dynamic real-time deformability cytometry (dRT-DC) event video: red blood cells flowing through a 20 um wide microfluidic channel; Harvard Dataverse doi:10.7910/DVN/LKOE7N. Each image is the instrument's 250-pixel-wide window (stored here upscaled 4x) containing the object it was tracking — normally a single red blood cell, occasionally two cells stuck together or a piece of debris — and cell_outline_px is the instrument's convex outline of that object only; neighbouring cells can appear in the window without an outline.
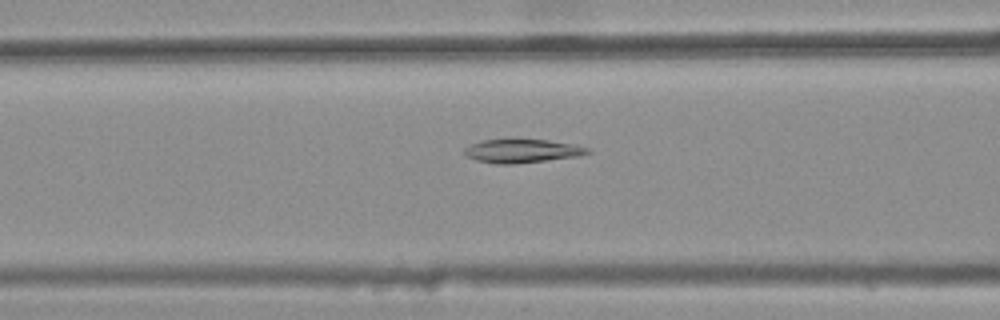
{"species": "common noctule bat (a hibernating species)", "species_latin": "Nyctalus noctula", "temperature_condition": "warm", "stored_images_in_passage": 32, "camera_frame_rate_fps": 3000, "um_per_image_px": 0.085, "animal": {"sex": "female", "body_mass_g": 25.1}, "frame": {"image": 1, "passage_image": 6, "time_ms": 1.667, "image_size_px": [1000, 320], "cell_outline_px": [[592, 152], [580, 156], [512, 164], [496, 164], [476, 160], [464, 156], [464, 148], [480, 140], [508, 136], [548, 140], [572, 144], [592, 148]], "centroid_in_image_um": [44.34, 12.78], "position_along_channel_um": 122.3, "area_um2": 17.86}}
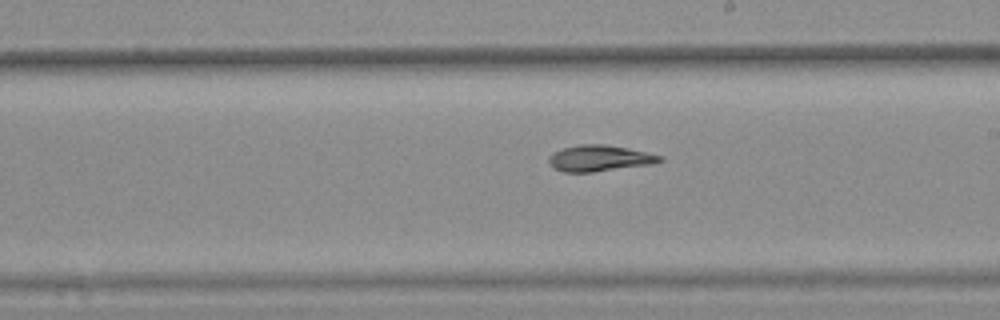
{"frame": {"image": 2, "passage_image": 15, "time_ms": 4.667, "image_size_px": [1000, 320], "cell_outline_px": [[664, 160], [652, 164], [592, 172], [564, 172], [552, 168], [548, 160], [548, 156], [552, 152], [564, 148], [580, 144], [604, 144], [628, 148], [664, 156]], "centroid_in_image_um": [50.94, 13.45], "position_along_channel_um": 238.1, "area_um2": 16.99}}
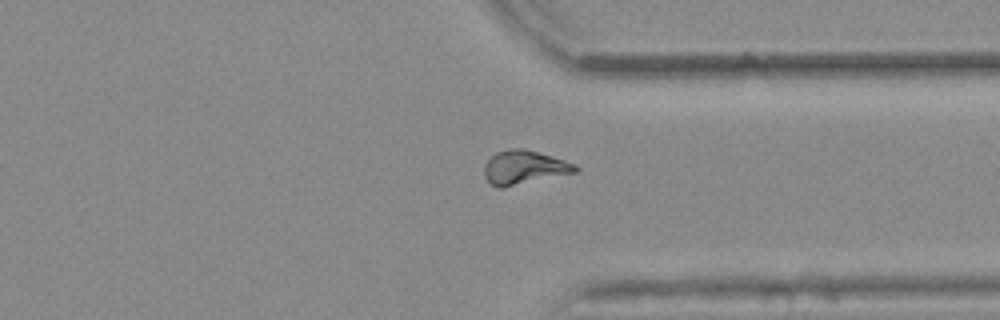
{"frame": {"image": 3, "passage_image": 25, "time_ms": 8.0, "image_size_px": [1000, 320], "cell_outline_px": [[580, 168], [576, 172], [504, 188], [496, 188], [484, 176], [484, 164], [496, 152], [512, 148], [524, 148], [552, 156], [576, 164]], "centroid_in_image_um": [44.55, 14.23], "position_along_channel_um": 366.8, "area_um2": 18.03}, "authors_computed_cell_mechanics": {"area_um2": 16.7331, "velocity_mm_per_s": 3.8652, "shape_relaxation_time_tau1_ms": null, "shape_relaxation_time_tau2_ms": 4.3212, "deformation_change_tau1": null, "deformation_change_tau2": 0.1122}}